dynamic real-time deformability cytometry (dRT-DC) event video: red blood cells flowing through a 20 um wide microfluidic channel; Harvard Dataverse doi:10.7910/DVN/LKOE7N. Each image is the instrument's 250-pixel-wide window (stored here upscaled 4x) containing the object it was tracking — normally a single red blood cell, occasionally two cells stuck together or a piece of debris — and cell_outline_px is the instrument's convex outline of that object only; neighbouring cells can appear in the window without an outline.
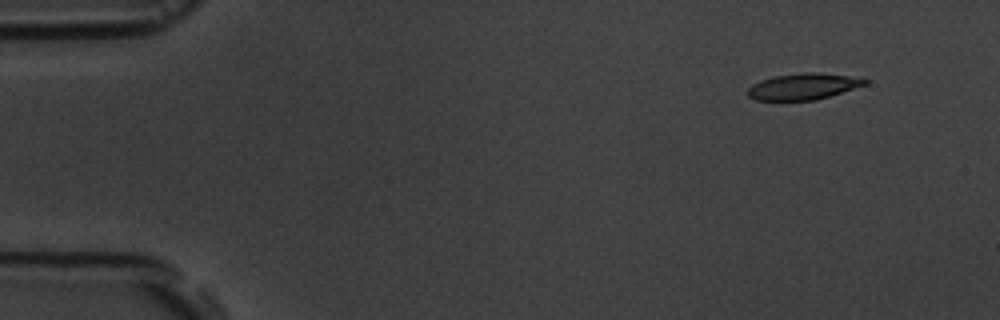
{"species": "common noctule bat (a hibernating species)", "species_latin": "Nyctalus noctula", "temperature_condition": "room temperature", "stored_images_in_passage": 3, "camera_frame_rate_fps": 3000, "um_per_image_px": 0.085, "animal": {"sex": "male", "body_mass_g": 19.5, "forearm_length_mm": 54.6}, "frame": {"image": 1, "passage_image": 3, "time_ms": 3.0, "image_size_px": [1000, 320], "cell_outline_px": [[868, 84], [816, 100], [756, 100], [748, 96], [748, 88], [752, 84], [760, 80], [776, 76], [804, 72], [816, 72], [848, 76], [868, 80]], "centroid_in_image_um": [68.26, 7.35], "position_along_channel_um": 16.7, "area_um2": 17.74}}